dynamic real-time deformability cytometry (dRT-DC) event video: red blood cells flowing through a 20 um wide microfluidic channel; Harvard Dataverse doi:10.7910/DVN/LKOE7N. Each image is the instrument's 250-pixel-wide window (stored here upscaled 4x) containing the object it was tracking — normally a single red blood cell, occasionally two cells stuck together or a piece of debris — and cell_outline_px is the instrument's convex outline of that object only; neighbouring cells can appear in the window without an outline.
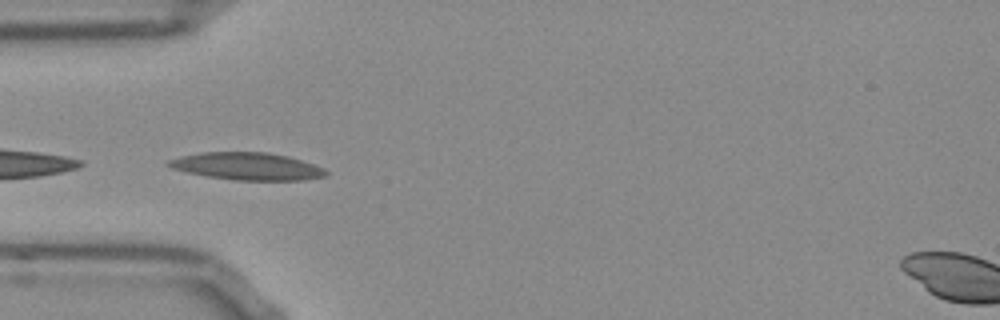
{"species": "Egyptian fruit bat (a non-hibernating species)", "species_latin": "Rousettus aegyptiacus", "temperature_condition": "room temperature", "stored_images_in_passage": 6, "camera_frame_rate_fps": 3000, "um_per_image_px": 0.085, "frame": {"image": 1, "passage_image": 1, "time_ms": 0.0, "image_size_px": [1000, 320], "cell_outline_px": [[328, 172], [324, 176], [304, 180], [232, 180], [208, 176], [188, 172], [172, 168], [164, 164], [168, 160], [180, 156], [200, 152], [268, 152], [288, 156], [324, 168]], "centroid_in_image_um": [20.98, 14.13], "position_along_channel_um": 64.0, "area_um2": 25.03}}
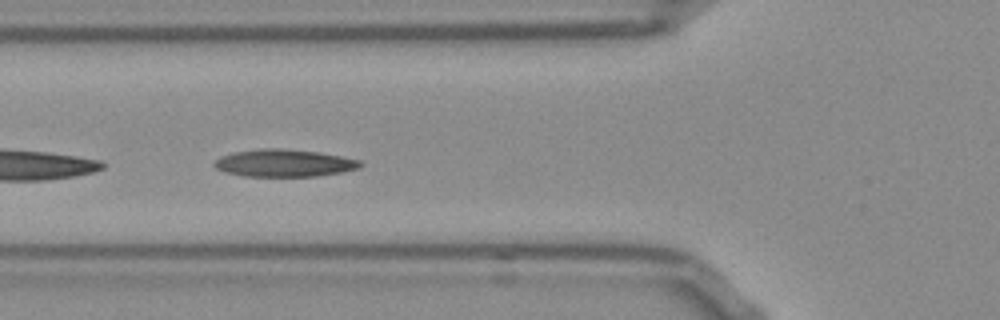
{"frame": {"image": 2, "passage_image": 4, "time_ms": 1.0, "image_size_px": [1000, 320], "cell_outline_px": [[364, 164], [360, 168], [340, 172], [316, 176], [244, 176], [224, 172], [216, 168], [212, 164], [220, 156], [236, 152], [260, 148], [284, 148], [320, 152], [360, 160]], "centroid_in_image_um": [24.15, 13.85], "position_along_channel_um": 101.6, "area_um2": 23.35}}